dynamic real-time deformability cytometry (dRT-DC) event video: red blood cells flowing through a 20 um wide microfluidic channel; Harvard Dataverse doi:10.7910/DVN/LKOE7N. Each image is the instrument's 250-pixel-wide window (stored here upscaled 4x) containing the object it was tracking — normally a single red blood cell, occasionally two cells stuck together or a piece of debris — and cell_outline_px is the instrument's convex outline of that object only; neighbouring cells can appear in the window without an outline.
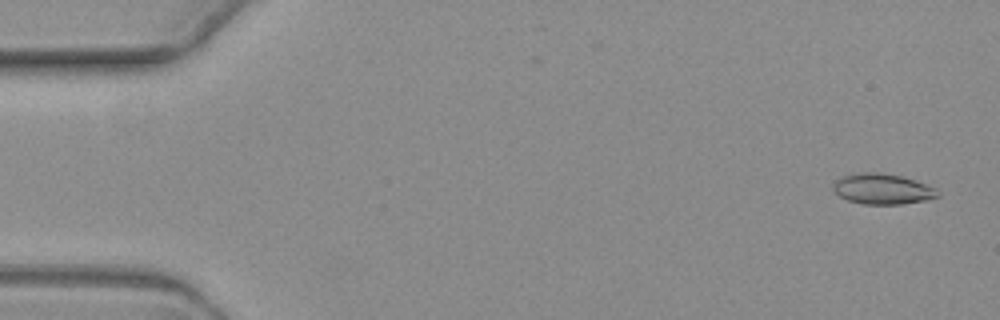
{"species": "common noctule bat (a hibernating species)", "species_latin": "Nyctalus noctula", "temperature_condition": "warm", "stored_images_in_passage": 7, "camera_frame_rate_fps": 3000, "um_per_image_px": 0.085, "animal": {"sex": "female", "body_mass_g": 19.3, "forearm_length_mm": 54.1}, "frame": {"image": 1, "passage_image": 1, "time_ms": 0.0, "image_size_px": [1000, 320], "cell_outline_px": [[940, 196], [924, 200], [900, 204], [864, 204], [848, 200], [840, 196], [832, 188], [832, 184], [840, 176], [856, 172], [880, 172], [904, 176], [916, 180], [936, 188], [940, 192]], "centroid_in_image_um": [75.01, 16.04], "position_along_channel_um": 10.0, "area_um2": 18.84}}